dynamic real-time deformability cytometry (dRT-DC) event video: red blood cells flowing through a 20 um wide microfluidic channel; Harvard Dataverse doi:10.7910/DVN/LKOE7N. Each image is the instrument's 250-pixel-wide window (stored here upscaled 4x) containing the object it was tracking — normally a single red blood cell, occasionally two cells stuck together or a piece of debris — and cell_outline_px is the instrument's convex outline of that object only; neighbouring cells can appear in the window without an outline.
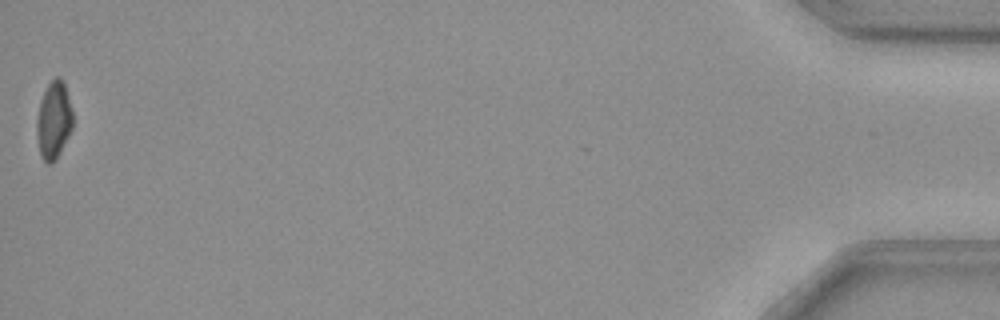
{"species": "common noctule bat (a hibernating species)", "species_latin": "Nyctalus noctula", "temperature_condition": "cold", "stored_images_in_passage": 41, "camera_frame_rate_fps": 3000, "um_per_image_px": 0.085, "animal": {"sex": "female", "body_mass_g": 29.2, "forearm_length_mm": 56.3}, "frame": {"image": 1, "passage_image": 41, "time_ms": 13.333, "image_size_px": [1000, 320], "cell_outline_px": [[72, 128], [56, 160], [52, 164], [48, 164], [40, 156], [36, 128], [36, 120], [40, 100], [48, 84], [56, 76], [60, 76], [64, 80], [72, 112]], "centroid_in_image_um": [4.56, 10.21], "position_along_channel_um": 430.6, "area_um2": 16.3}, "authors_computed_cell_mechanics": {"area_um2": 17.8602, "velocity_mm_per_s": 3.7246, "shape_relaxation_time_tau1_ms": 2.5999, "shape_relaxation_time_tau2_ms": null, "deformation_change_tau1": 0.096, "deformation_change_tau2": null}}